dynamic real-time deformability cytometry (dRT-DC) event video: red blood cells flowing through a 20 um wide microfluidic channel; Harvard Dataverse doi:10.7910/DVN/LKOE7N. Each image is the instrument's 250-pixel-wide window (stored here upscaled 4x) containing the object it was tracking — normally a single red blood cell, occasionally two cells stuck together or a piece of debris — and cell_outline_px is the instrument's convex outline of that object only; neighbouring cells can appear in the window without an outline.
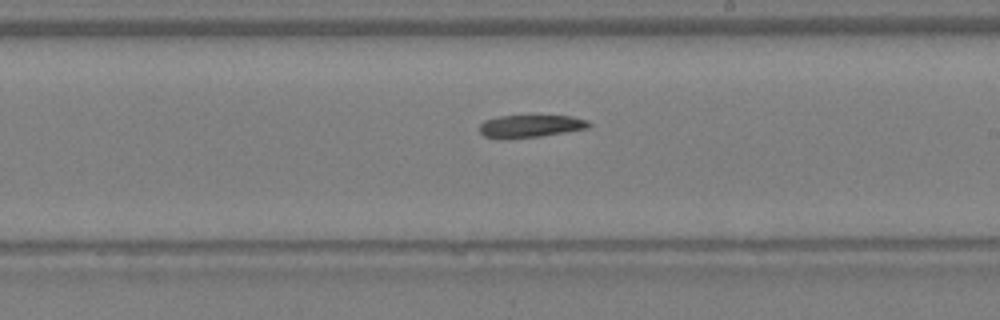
{"species": "Egyptian fruit bat (a non-hibernating species)", "species_latin": "Rousettus aegyptiacus", "temperature_condition": "warm", "stored_images_in_passage": 31, "camera_frame_rate_fps": 3000, "um_per_image_px": 0.085, "animal": {"sex": "female"}, "frame": {"image": 1, "passage_image": 22, "time_ms": 7.0, "image_size_px": [1000, 320], "cell_outline_px": [[592, 124], [588, 128], [540, 136], [504, 140], [484, 136], [480, 132], [480, 124], [484, 120], [500, 116], [572, 116], [588, 120]], "centroid_in_image_um": [45.07, 10.73], "position_along_channel_um": 243.9, "area_um2": 14.45}}
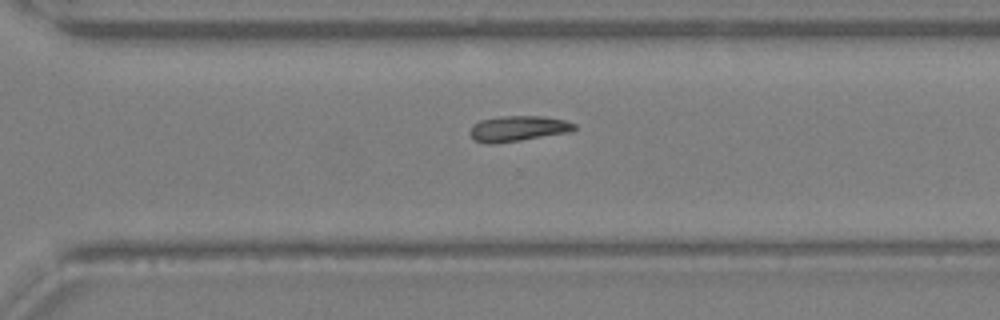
{"frame": {"image": 2, "passage_image": 27, "time_ms": 8.667, "image_size_px": [1000, 320], "cell_outline_px": [[576, 128], [568, 132], [520, 140], [492, 144], [484, 144], [476, 140], [468, 132], [472, 124], [480, 120], [504, 116], [540, 116], [564, 120], [576, 124]], "centroid_in_image_um": [43.98, 10.93], "position_along_channel_um": 326.6, "area_um2": 15.37}}